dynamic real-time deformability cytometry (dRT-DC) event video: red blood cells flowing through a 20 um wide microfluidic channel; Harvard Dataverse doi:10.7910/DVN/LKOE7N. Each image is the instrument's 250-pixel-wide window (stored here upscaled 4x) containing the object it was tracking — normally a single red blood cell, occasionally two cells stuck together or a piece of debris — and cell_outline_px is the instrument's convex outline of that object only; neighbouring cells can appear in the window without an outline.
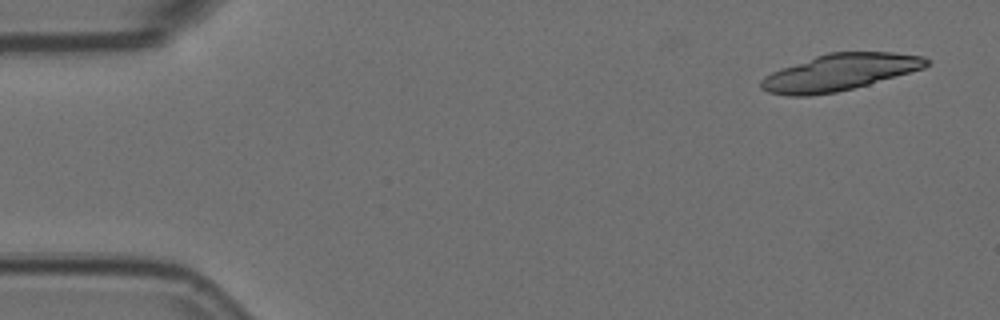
{"species": "Egyptian fruit bat (a non-hibernating species)", "species_latin": "Rousettus aegyptiacus", "temperature_condition": "room temperature", "stored_images_in_passage": 8, "camera_frame_rate_fps": 3000, "um_per_image_px": 0.085, "animal": {"sex": "female"}, "frame": {"image": 1, "passage_image": 1, "time_ms": 0.0, "image_size_px": [1000, 320], "cell_outline_px": [[928, 64], [924, 68], [868, 84], [836, 92], [808, 96], [788, 96], [768, 92], [760, 88], [760, 80], [764, 76], [772, 72], [816, 56], [828, 52], [892, 52], [924, 56], [928, 60]], "centroid_in_image_um": [71.35, 6.15], "position_along_channel_um": 13.7, "area_um2": 34.91}}
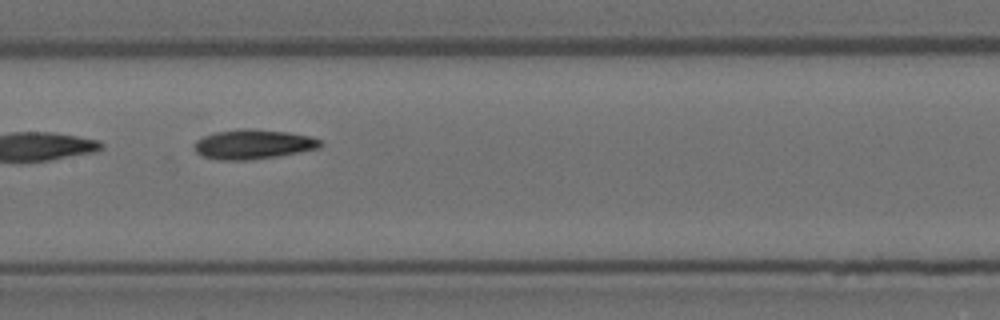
{"frame": {"image": 2, "passage_image": 8, "time_ms": 2.333, "image_size_px": [1000, 320], "cell_outline_px": [[324, 144], [320, 148], [276, 156], [248, 160], [220, 160], [204, 156], [196, 152], [196, 140], [204, 136], [216, 132], [240, 128], [252, 128], [288, 132], [312, 136], [320, 140]], "centroid_in_image_um": [21.57, 12.25], "position_along_channel_um": 185.8, "area_um2": 21.68}}